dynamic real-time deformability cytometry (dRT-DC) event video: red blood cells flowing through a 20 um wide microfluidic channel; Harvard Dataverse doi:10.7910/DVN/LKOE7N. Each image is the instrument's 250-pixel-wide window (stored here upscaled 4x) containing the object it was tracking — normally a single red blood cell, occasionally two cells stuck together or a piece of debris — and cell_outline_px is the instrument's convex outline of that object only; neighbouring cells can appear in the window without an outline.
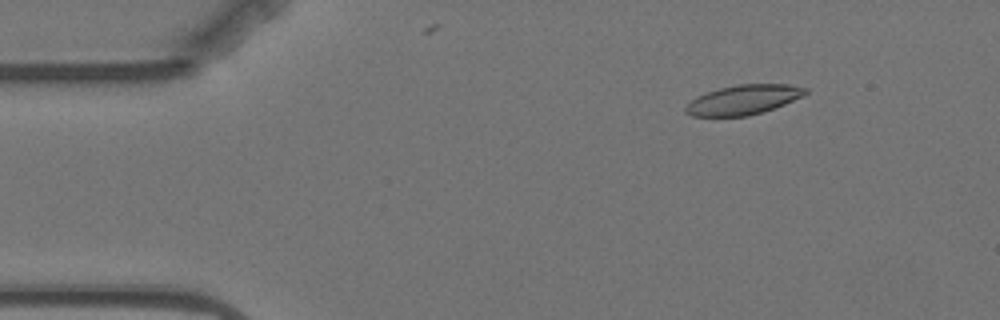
{"species": "Egyptian fruit bat (a non-hibernating species)", "species_latin": "Rousettus aegyptiacus", "temperature_condition": "warm", "stored_images_in_passage": 14, "camera_frame_rate_fps": 3000, "um_per_image_px": 0.085, "animal": {"sex": "female"}, "frame": {"image": 1, "passage_image": 2, "time_ms": 1.333, "image_size_px": [1000, 320], "cell_outline_px": [[808, 92], [804, 96], [764, 112], [748, 116], [692, 116], [684, 112], [684, 108], [696, 96], [720, 88], [736, 84], [788, 84], [808, 88]], "centroid_in_image_um": [63.21, 8.48], "position_along_channel_um": 21.8, "area_um2": 20.75}}
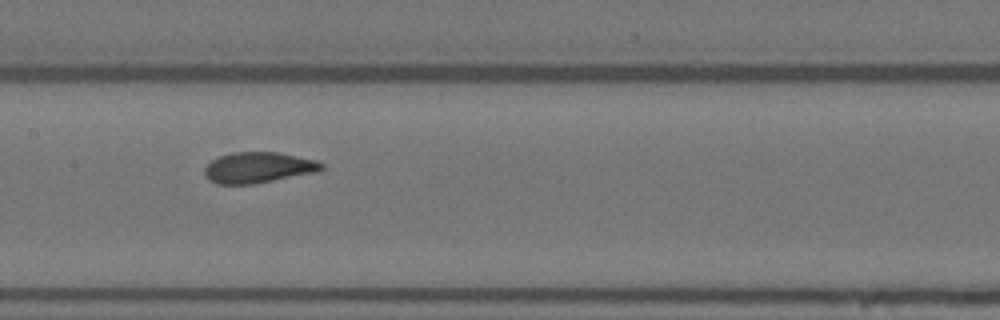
{"frame": {"image": 2, "passage_image": 7, "time_ms": 8.0, "image_size_px": [1000, 320], "cell_outline_px": [[324, 168], [320, 172], [256, 184], [216, 184], [208, 180], [204, 176], [204, 168], [212, 160], [220, 156], [232, 152], [276, 152], [316, 160], [324, 164]], "centroid_in_image_um": [21.97, 14.26], "position_along_channel_um": 185.4, "area_um2": 21.33}}
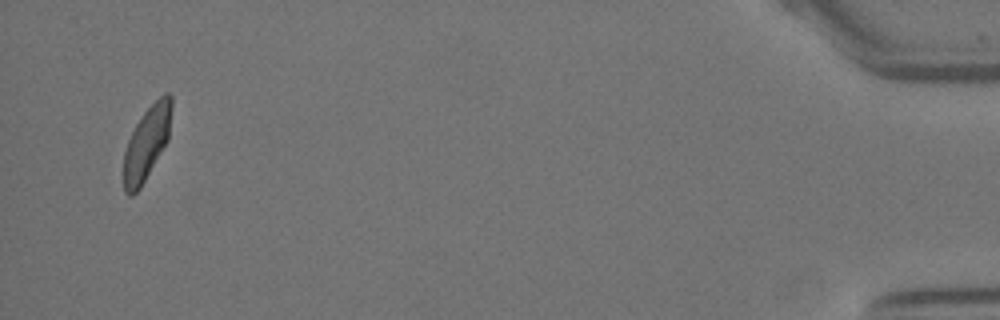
{"frame": {"image": 3, "passage_image": 14, "time_ms": 17.333, "image_size_px": [1000, 320], "cell_outline_px": [[172, 108], [168, 140], [140, 188], [132, 196], [128, 196], [124, 192], [124, 152], [128, 140], [136, 124], [144, 112], [164, 92], [168, 92], [172, 96]], "centroid_in_image_um": [12.48, 12.15], "position_along_channel_um": 422.7, "area_um2": 20.35}, "authors_computed_cell_mechanics": {"area_um2": 20.8369, "velocity_mm_per_s": 3.4957, "shape_relaxation_time_tau1_ms": 5.8761, "shape_relaxation_time_tau2_ms": null, "deformation_change_tau1": 0.1625, "deformation_change_tau2": null}}